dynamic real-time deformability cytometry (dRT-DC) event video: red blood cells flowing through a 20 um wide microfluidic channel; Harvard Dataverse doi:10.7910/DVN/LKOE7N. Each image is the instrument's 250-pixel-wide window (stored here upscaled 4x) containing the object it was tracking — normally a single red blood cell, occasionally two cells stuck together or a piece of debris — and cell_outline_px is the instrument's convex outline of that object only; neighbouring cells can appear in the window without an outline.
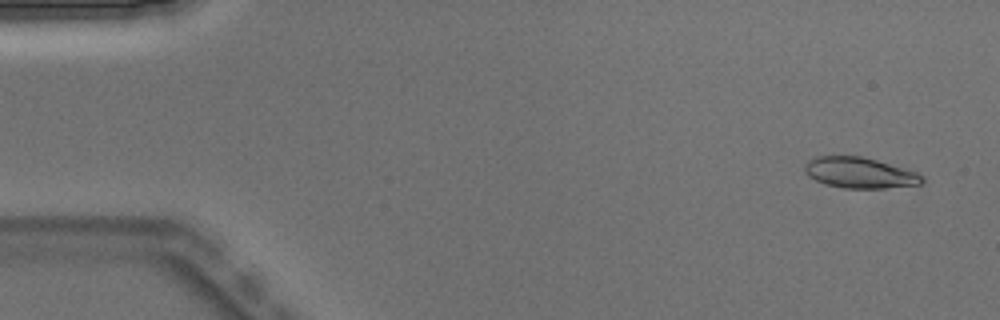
{"species": "Egyptian fruit bat (a non-hibernating species)", "species_latin": "Rousettus aegyptiacus", "temperature_condition": "warm", "stored_images_in_passage": 5, "segment_of_instrument_passage": [2, 2], "camera_frame_rate_fps": 3000, "um_per_image_px": 0.085, "animal": {"sex": "male"}, "frame": {"image": 1, "passage_image": 5, "time_ms": 1.333, "image_size_px": [1000, 320], "cell_outline_px": [[924, 180], [920, 184], [884, 188], [844, 188], [824, 184], [808, 176], [804, 172], [804, 164], [808, 160], [816, 156], [860, 156], [876, 160], [916, 172], [924, 176]], "centroid_in_image_um": [73.03, 14.69], "position_along_channel_um": 12.0, "area_um2": 20.98}}